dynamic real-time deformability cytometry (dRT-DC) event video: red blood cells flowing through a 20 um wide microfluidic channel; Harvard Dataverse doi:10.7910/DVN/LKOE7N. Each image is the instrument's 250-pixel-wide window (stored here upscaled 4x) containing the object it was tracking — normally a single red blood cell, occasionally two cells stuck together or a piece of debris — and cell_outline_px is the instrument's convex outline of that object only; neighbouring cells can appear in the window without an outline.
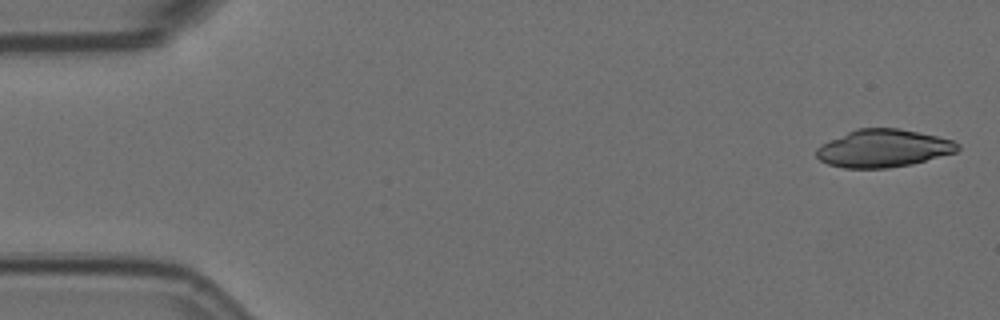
{"species": "Egyptian fruit bat (a non-hibernating species)", "species_latin": "Rousettus aegyptiacus", "temperature_condition": "room temperature", "stored_images_in_passage": 5, "camera_frame_rate_fps": 3000, "um_per_image_px": 0.085, "animal": {"sex": "female"}, "frame": {"image": 1, "passage_image": 1, "time_ms": 0.0, "image_size_px": [1000, 320], "cell_outline_px": [[960, 148], [956, 152], [912, 164], [888, 168], [844, 168], [828, 164], [820, 160], [816, 156], [816, 148], [820, 144], [856, 128], [900, 128], [936, 136], [952, 140], [960, 144]], "centroid_in_image_um": [75.06, 12.61], "position_along_channel_um": 9.9, "area_um2": 31.1}}